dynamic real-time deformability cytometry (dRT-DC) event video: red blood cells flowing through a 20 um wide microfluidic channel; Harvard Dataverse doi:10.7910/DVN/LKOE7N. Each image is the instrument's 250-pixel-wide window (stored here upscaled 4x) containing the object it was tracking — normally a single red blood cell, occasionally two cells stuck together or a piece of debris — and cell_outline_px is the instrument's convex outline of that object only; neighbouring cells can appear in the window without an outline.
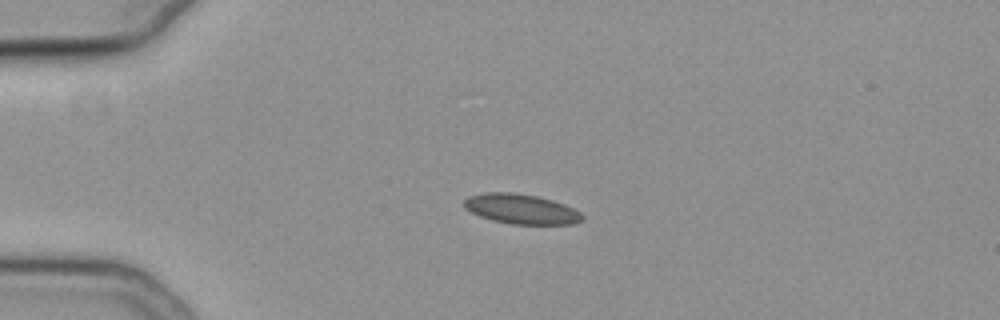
{"species": "common noctule bat (a hibernating species)", "species_latin": "Nyctalus noctula", "temperature_condition": "cold", "stored_images_in_passage": 42, "camera_frame_rate_fps": 3000, "um_per_image_px": 0.085, "animal": {"sex": "female", "body_mass_g": 19.3, "forearm_length_mm": 54.1}, "frame": {"image": 1, "passage_image": 1, "time_ms": 0.0, "image_size_px": [1000, 320], "cell_outline_px": [[584, 216], [580, 220], [572, 224], [512, 224], [492, 220], [480, 216], [464, 208], [464, 200], [468, 196], [484, 192], [512, 192], [536, 196], [552, 200], [564, 204], [580, 212]], "centroid_in_image_um": [44.26, 17.76], "position_along_channel_um": 40.7, "area_um2": 20.46}}
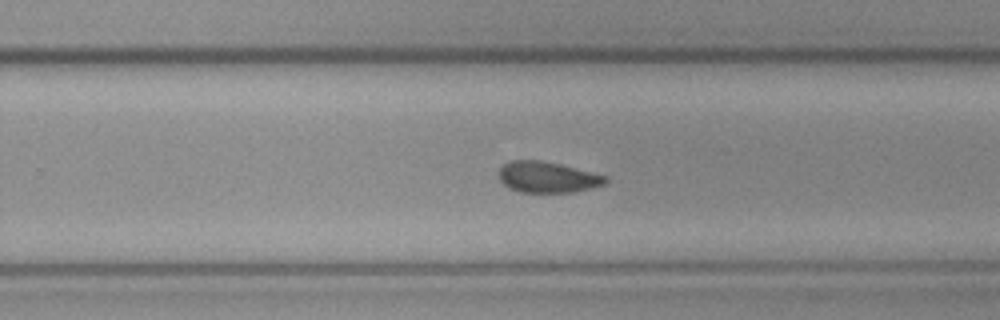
{"frame": {"image": 2, "passage_image": 23, "time_ms": 7.333, "image_size_px": [1000, 320], "cell_outline_px": [[608, 180], [604, 184], [576, 192], [520, 192], [508, 188], [500, 180], [500, 168], [504, 164], [512, 160], [540, 160], [560, 164], [608, 176]], "centroid_in_image_um": [46.54, 15.06], "position_along_channel_um": 283.3, "area_um2": 19.19}}
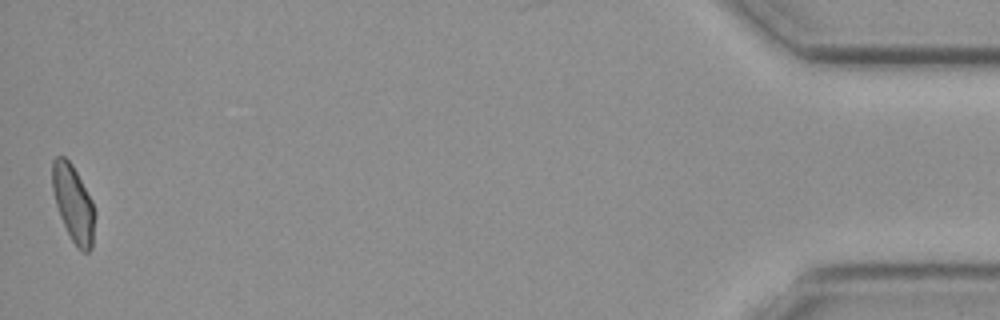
{"frame": {"image": 3, "passage_image": 42, "time_ms": 13.667, "image_size_px": [1000, 320], "cell_outline_px": [[96, 212], [92, 248], [88, 252], [84, 252], [76, 248], [60, 216], [56, 204], [52, 188], [52, 160], [56, 156], [64, 156], [72, 164], [92, 200]], "centroid_in_image_um": [6.25, 17.31], "position_along_channel_um": 429.0, "area_um2": 19.07}, "authors_computed_cell_mechanics": {"area_um2": 19.5075, "velocity_mm_per_s": 3.7908, "shape_relaxation_time_tau1_ms": 7.5179, "shape_relaxation_time_tau2_ms": 7.1824, "deformation_change_tau1": 0.106, "deformation_change_tau2": 0.1024}}